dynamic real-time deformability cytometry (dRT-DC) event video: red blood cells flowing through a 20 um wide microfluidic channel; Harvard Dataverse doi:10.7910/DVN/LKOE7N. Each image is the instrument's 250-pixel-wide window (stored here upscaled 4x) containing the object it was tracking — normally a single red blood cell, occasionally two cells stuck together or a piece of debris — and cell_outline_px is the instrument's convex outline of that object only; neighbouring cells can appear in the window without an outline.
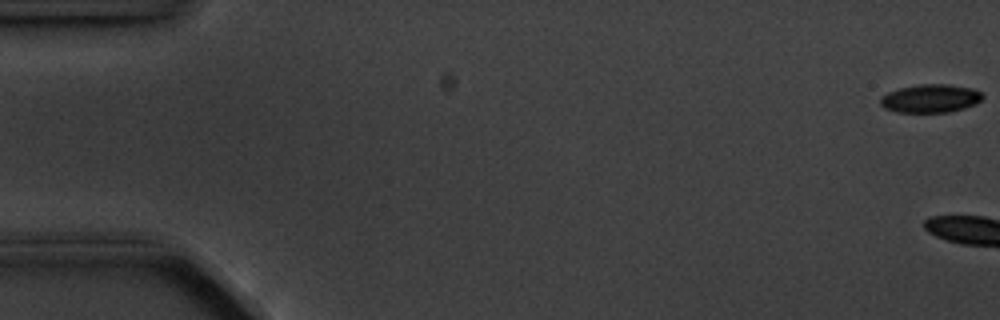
{"species": "common noctule bat (a hibernating species)", "species_latin": "Nyctalus noctula", "temperature_condition": "cold", "stored_images_in_passage": 5, "camera_frame_rate_fps": 3000, "um_per_image_px": 0.085, "animal": {"sex": "male", "body_mass_g": 20.1, "forearm_length_mm": 53.5}, "frame": {"image": 1, "passage_image": 1, "time_ms": 0.0, "image_size_px": [1000, 320], "cell_outline_px": [[984, 96], [976, 104], [964, 108], [948, 112], [896, 112], [884, 108], [880, 104], [880, 96], [888, 92], [900, 88], [920, 84], [948, 84], [972, 88], [980, 92]], "centroid_in_image_um": [79.07, 8.37], "position_along_channel_um": 5.9, "area_um2": 16.88}}